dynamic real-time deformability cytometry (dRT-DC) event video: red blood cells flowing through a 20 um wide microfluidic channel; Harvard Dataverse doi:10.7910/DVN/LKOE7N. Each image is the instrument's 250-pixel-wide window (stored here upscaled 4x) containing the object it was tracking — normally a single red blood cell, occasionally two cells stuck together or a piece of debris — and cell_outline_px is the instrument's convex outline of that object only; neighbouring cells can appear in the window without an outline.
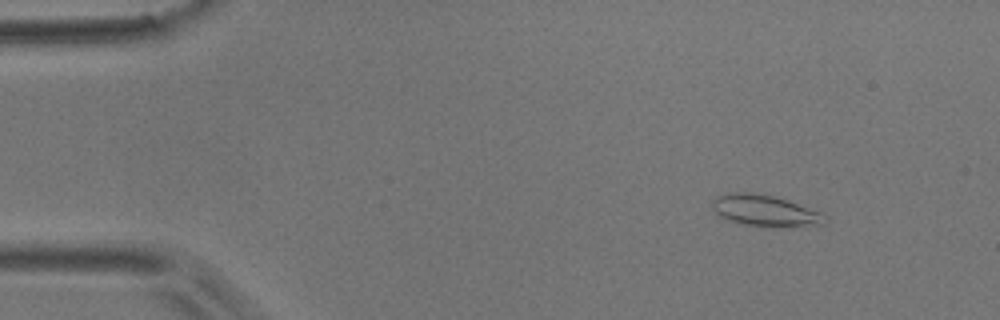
{"species": "common noctule bat (a hibernating species)", "species_latin": "Nyctalus noctula", "temperature_condition": "room temperature", "stored_images_in_passage": 4, "camera_frame_rate_fps": 3000, "um_per_image_px": 0.085, "animal": {"sex": "male", "body_mass_g": 17.9}, "frame": {"image": 1, "passage_image": 1, "time_ms": 0.0, "image_size_px": [1000, 320], "cell_outline_px": [[828, 220], [824, 224], [772, 228], [744, 224], [728, 220], [720, 216], [712, 208], [712, 200], [716, 196], [728, 192], [756, 192], [788, 200], [824, 212], [828, 216]], "centroid_in_image_um": [65.07, 17.91], "position_along_channel_um": 19.9, "area_um2": 21.1}}